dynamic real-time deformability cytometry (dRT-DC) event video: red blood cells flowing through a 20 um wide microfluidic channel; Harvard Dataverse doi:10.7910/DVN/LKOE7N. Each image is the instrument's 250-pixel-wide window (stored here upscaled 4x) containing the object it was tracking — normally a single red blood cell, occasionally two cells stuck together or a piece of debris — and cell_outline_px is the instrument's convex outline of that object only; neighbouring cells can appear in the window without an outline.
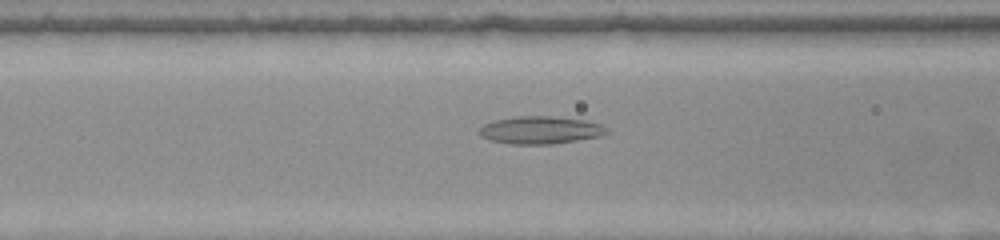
{"species": "common noctule bat (a hibernating species)", "species_latin": "Nyctalus noctula", "temperature_condition": "warm", "stored_images_in_passage": 37, "camera_frame_rate_fps": 3000, "um_per_image_px": 0.085, "animal": {"sex": "female", "body_mass_g": 22.0, "forearm_length_mm": 56.7}, "frame": {"image": 1, "passage_image": 19, "time_ms": 6.0, "image_size_px": [1000, 240], "cell_outline_px": [[612, 132], [600, 136], [552, 144], [512, 144], [492, 140], [480, 136], [480, 128], [484, 124], [496, 120], [516, 116], [552, 116], [584, 120], [600, 124], [608, 128]], "centroid_in_image_um": [45.98, 11.05], "position_along_channel_um": 120.6, "area_um2": 20.4}}
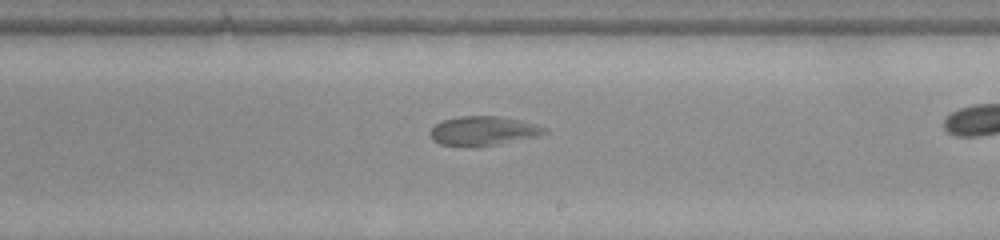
{"frame": {"image": 2, "passage_image": 28, "time_ms": 9.0, "image_size_px": [1000, 240], "cell_outline_px": [[552, 132], [540, 136], [476, 148], [472, 148], [440, 144], [432, 140], [432, 128], [436, 124], [444, 120], [460, 116], [500, 116], [520, 120], [536, 124], [548, 128]], "centroid_in_image_um": [41.15, 11.14], "position_along_channel_um": 247.8, "area_um2": 19.83}}
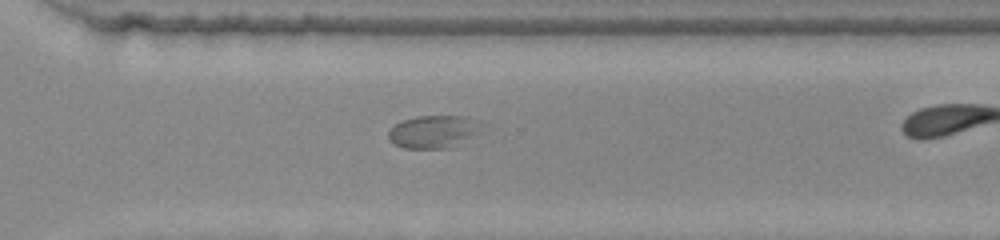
{"frame": {"image": 3, "passage_image": 34, "time_ms": 11.0, "image_size_px": [1000, 240], "cell_outline_px": [[480, 120], [476, 132], [456, 148], [404, 148], [396, 144], [388, 136], [388, 132], [396, 124], [404, 120], [416, 116], [464, 116]], "centroid_in_image_um": [36.85, 11.19], "position_along_channel_um": 333.8, "area_um2": 17.46}}